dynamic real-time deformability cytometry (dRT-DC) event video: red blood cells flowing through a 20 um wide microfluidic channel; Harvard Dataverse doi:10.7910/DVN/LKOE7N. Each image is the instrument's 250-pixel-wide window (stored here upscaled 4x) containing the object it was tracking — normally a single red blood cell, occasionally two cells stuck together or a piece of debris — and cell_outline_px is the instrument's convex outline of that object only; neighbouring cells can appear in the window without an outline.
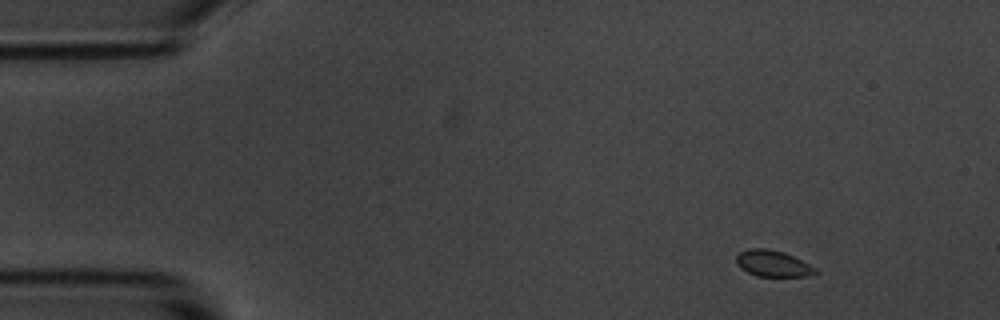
{"species": "common noctule bat (a hibernating species)", "species_latin": "Nyctalus noctula", "temperature_condition": "room temperature", "stored_images_in_passage": 10, "camera_frame_rate_fps": 3000, "um_per_image_px": 0.085, "animal": {"sex": "male", "body_mass_g": 20.1, "forearm_length_mm": 53.5}, "frame": {"image": 1, "passage_image": 1, "time_ms": 0.0, "image_size_px": [1000, 320], "cell_outline_px": [[820, 272], [808, 276], [756, 276], [740, 268], [736, 264], [736, 256], [740, 252], [748, 248], [768, 248], [784, 252], [816, 268]], "centroid_in_image_um": [65.67, 22.4], "position_along_channel_um": 19.3, "area_um2": 12.14}}